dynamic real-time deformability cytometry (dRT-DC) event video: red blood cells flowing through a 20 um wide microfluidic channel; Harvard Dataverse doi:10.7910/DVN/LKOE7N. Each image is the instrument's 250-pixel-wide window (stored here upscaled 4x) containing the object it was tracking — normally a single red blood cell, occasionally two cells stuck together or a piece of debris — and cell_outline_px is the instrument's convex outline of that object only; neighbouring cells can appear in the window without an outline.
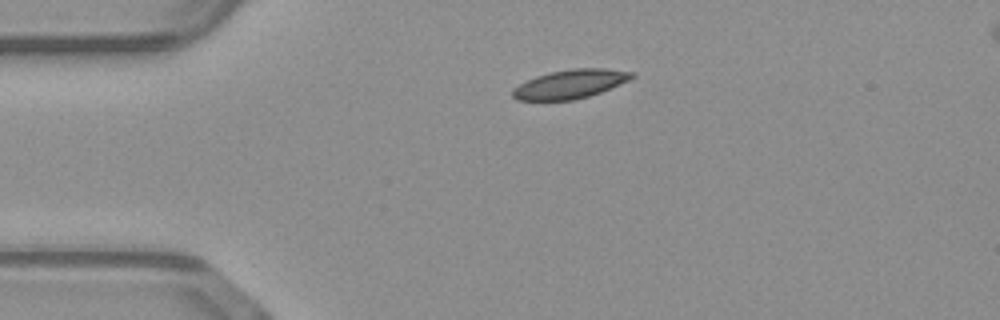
{"species": "common noctule bat (a hibernating species)", "species_latin": "Nyctalus noctula", "temperature_condition": "warm", "stored_images_in_passage": 40, "camera_frame_rate_fps": 3000, "um_per_image_px": 0.085, "animal": {"sex": "male", "body_mass_g": 23.1, "forearm_length_mm": 52.7}, "frame": {"image": 1, "passage_image": 1, "time_ms": 0.0, "image_size_px": [1000, 320], "cell_outline_px": [[636, 76], [628, 80], [600, 92], [588, 96], [572, 100], [516, 100], [512, 96], [512, 88], [536, 76], [548, 72], [572, 68], [604, 68], [636, 72]], "centroid_in_image_um": [48.46, 7.13], "position_along_channel_um": 36.5, "area_um2": 20.0}}
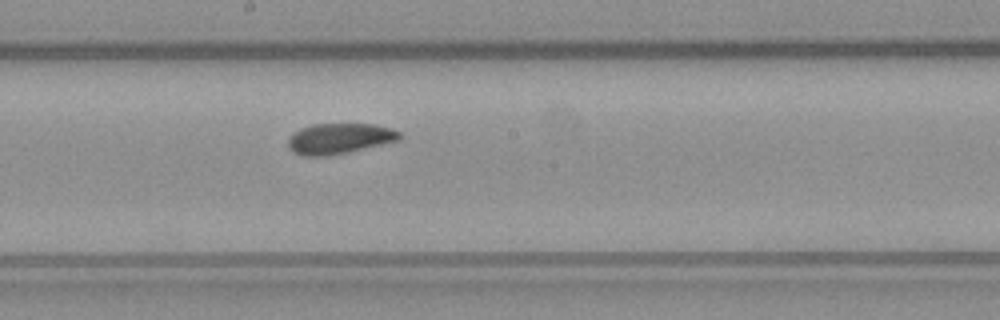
{"frame": {"image": 2, "passage_image": 17, "time_ms": 5.333, "image_size_px": [1000, 320], "cell_outline_px": [[404, 136], [400, 140], [348, 152], [328, 156], [304, 156], [292, 152], [288, 148], [288, 136], [300, 128], [312, 124], [372, 124], [388, 128], [400, 132]], "centroid_in_image_um": [28.81, 11.78], "position_along_channel_um": 219.4, "area_um2": 20.0}}
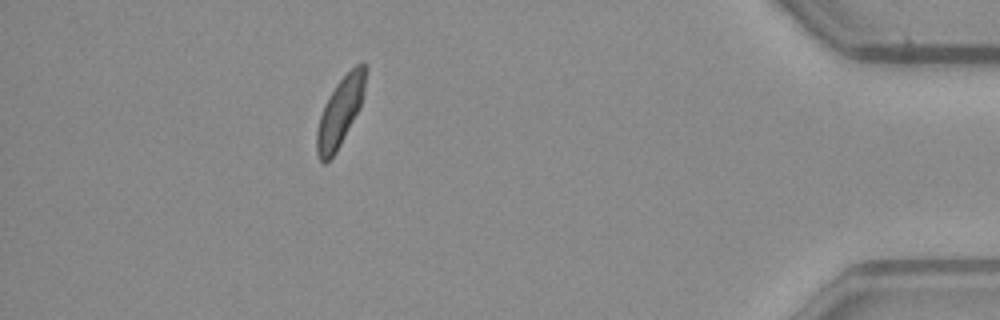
{"frame": {"image": 3, "passage_image": 35, "time_ms": 11.333, "image_size_px": [1000, 320], "cell_outline_px": [[368, 68], [364, 92], [360, 108], [336, 152], [324, 164], [320, 160], [316, 152], [316, 128], [324, 104], [328, 96], [336, 84], [356, 64], [364, 64]], "centroid_in_image_um": [28.91, 9.49], "position_along_channel_um": 406.3, "area_um2": 19.54}, "authors_computed_cell_mechanics": {"area_um2": 19.9988, "velocity_mm_per_s": 4.0495, "shape_relaxation_time_tau1_ms": 4.2808, "shape_relaxation_time_tau2_ms": 2.525, "deformation_change_tau1": 0.1077, "deformation_change_tau2": 0.0503}}